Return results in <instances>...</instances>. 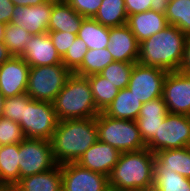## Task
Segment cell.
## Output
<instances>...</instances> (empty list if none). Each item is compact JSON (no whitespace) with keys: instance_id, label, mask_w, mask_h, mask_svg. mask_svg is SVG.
Wrapping results in <instances>:
<instances>
[{"instance_id":"obj_19","label":"cell","mask_w":190,"mask_h":191,"mask_svg":"<svg viewBox=\"0 0 190 191\" xmlns=\"http://www.w3.org/2000/svg\"><path fill=\"white\" fill-rule=\"evenodd\" d=\"M126 25L131 29L140 44L152 35L166 28L168 23L165 14L148 10L142 13L129 15Z\"/></svg>"},{"instance_id":"obj_42","label":"cell","mask_w":190,"mask_h":191,"mask_svg":"<svg viewBox=\"0 0 190 191\" xmlns=\"http://www.w3.org/2000/svg\"><path fill=\"white\" fill-rule=\"evenodd\" d=\"M47 0H11V2L15 6H21V7H26V6H36L43 4Z\"/></svg>"},{"instance_id":"obj_13","label":"cell","mask_w":190,"mask_h":191,"mask_svg":"<svg viewBox=\"0 0 190 191\" xmlns=\"http://www.w3.org/2000/svg\"><path fill=\"white\" fill-rule=\"evenodd\" d=\"M30 66L20 56H12L0 66V93L13 97L26 93Z\"/></svg>"},{"instance_id":"obj_39","label":"cell","mask_w":190,"mask_h":191,"mask_svg":"<svg viewBox=\"0 0 190 191\" xmlns=\"http://www.w3.org/2000/svg\"><path fill=\"white\" fill-rule=\"evenodd\" d=\"M14 7L11 0H0V22L4 24L11 22Z\"/></svg>"},{"instance_id":"obj_4","label":"cell","mask_w":190,"mask_h":191,"mask_svg":"<svg viewBox=\"0 0 190 191\" xmlns=\"http://www.w3.org/2000/svg\"><path fill=\"white\" fill-rule=\"evenodd\" d=\"M52 104L58 121L95 118L100 113L88 79L74 73L67 78Z\"/></svg>"},{"instance_id":"obj_37","label":"cell","mask_w":190,"mask_h":191,"mask_svg":"<svg viewBox=\"0 0 190 191\" xmlns=\"http://www.w3.org/2000/svg\"><path fill=\"white\" fill-rule=\"evenodd\" d=\"M52 39V43L57 50V53L62 58L70 46L74 43V40L77 38L76 34H72L69 32H47Z\"/></svg>"},{"instance_id":"obj_16","label":"cell","mask_w":190,"mask_h":191,"mask_svg":"<svg viewBox=\"0 0 190 191\" xmlns=\"http://www.w3.org/2000/svg\"><path fill=\"white\" fill-rule=\"evenodd\" d=\"M109 41L107 50L112 55L114 61L126 63L138 62L139 43L126 24L110 27Z\"/></svg>"},{"instance_id":"obj_10","label":"cell","mask_w":190,"mask_h":191,"mask_svg":"<svg viewBox=\"0 0 190 191\" xmlns=\"http://www.w3.org/2000/svg\"><path fill=\"white\" fill-rule=\"evenodd\" d=\"M168 71L135 63L128 84V89L143 104L162 97L163 83Z\"/></svg>"},{"instance_id":"obj_33","label":"cell","mask_w":190,"mask_h":191,"mask_svg":"<svg viewBox=\"0 0 190 191\" xmlns=\"http://www.w3.org/2000/svg\"><path fill=\"white\" fill-rule=\"evenodd\" d=\"M31 101L32 99L27 93L5 98L3 117L19 123L23 120L24 106H27Z\"/></svg>"},{"instance_id":"obj_11","label":"cell","mask_w":190,"mask_h":191,"mask_svg":"<svg viewBox=\"0 0 190 191\" xmlns=\"http://www.w3.org/2000/svg\"><path fill=\"white\" fill-rule=\"evenodd\" d=\"M162 98L169 113L190 116V75L181 71L168 72Z\"/></svg>"},{"instance_id":"obj_38","label":"cell","mask_w":190,"mask_h":191,"mask_svg":"<svg viewBox=\"0 0 190 191\" xmlns=\"http://www.w3.org/2000/svg\"><path fill=\"white\" fill-rule=\"evenodd\" d=\"M151 1L152 0H124L128 16L151 10Z\"/></svg>"},{"instance_id":"obj_15","label":"cell","mask_w":190,"mask_h":191,"mask_svg":"<svg viewBox=\"0 0 190 191\" xmlns=\"http://www.w3.org/2000/svg\"><path fill=\"white\" fill-rule=\"evenodd\" d=\"M30 66H49L62 63L48 33L33 35L19 55Z\"/></svg>"},{"instance_id":"obj_35","label":"cell","mask_w":190,"mask_h":191,"mask_svg":"<svg viewBox=\"0 0 190 191\" xmlns=\"http://www.w3.org/2000/svg\"><path fill=\"white\" fill-rule=\"evenodd\" d=\"M87 50V44L77 37L70 49L62 57V64L73 73L81 65Z\"/></svg>"},{"instance_id":"obj_40","label":"cell","mask_w":190,"mask_h":191,"mask_svg":"<svg viewBox=\"0 0 190 191\" xmlns=\"http://www.w3.org/2000/svg\"><path fill=\"white\" fill-rule=\"evenodd\" d=\"M179 71L190 75V35L187 36L185 41L183 59Z\"/></svg>"},{"instance_id":"obj_24","label":"cell","mask_w":190,"mask_h":191,"mask_svg":"<svg viewBox=\"0 0 190 191\" xmlns=\"http://www.w3.org/2000/svg\"><path fill=\"white\" fill-rule=\"evenodd\" d=\"M109 34V27L103 26L94 18H84L77 37L87 44L88 49L98 50L108 47Z\"/></svg>"},{"instance_id":"obj_44","label":"cell","mask_w":190,"mask_h":191,"mask_svg":"<svg viewBox=\"0 0 190 191\" xmlns=\"http://www.w3.org/2000/svg\"><path fill=\"white\" fill-rule=\"evenodd\" d=\"M14 188L13 185L0 183V191H12Z\"/></svg>"},{"instance_id":"obj_26","label":"cell","mask_w":190,"mask_h":191,"mask_svg":"<svg viewBox=\"0 0 190 191\" xmlns=\"http://www.w3.org/2000/svg\"><path fill=\"white\" fill-rule=\"evenodd\" d=\"M127 17L124 0H102L94 19L110 28L125 25Z\"/></svg>"},{"instance_id":"obj_25","label":"cell","mask_w":190,"mask_h":191,"mask_svg":"<svg viewBox=\"0 0 190 191\" xmlns=\"http://www.w3.org/2000/svg\"><path fill=\"white\" fill-rule=\"evenodd\" d=\"M19 144L2 145L0 150V183L15 186L20 180Z\"/></svg>"},{"instance_id":"obj_23","label":"cell","mask_w":190,"mask_h":191,"mask_svg":"<svg viewBox=\"0 0 190 191\" xmlns=\"http://www.w3.org/2000/svg\"><path fill=\"white\" fill-rule=\"evenodd\" d=\"M142 103L128 88L119 90L111 104L103 111L105 115L115 119L136 120Z\"/></svg>"},{"instance_id":"obj_21","label":"cell","mask_w":190,"mask_h":191,"mask_svg":"<svg viewBox=\"0 0 190 191\" xmlns=\"http://www.w3.org/2000/svg\"><path fill=\"white\" fill-rule=\"evenodd\" d=\"M15 188L18 191H62L61 166L21 178Z\"/></svg>"},{"instance_id":"obj_12","label":"cell","mask_w":190,"mask_h":191,"mask_svg":"<svg viewBox=\"0 0 190 191\" xmlns=\"http://www.w3.org/2000/svg\"><path fill=\"white\" fill-rule=\"evenodd\" d=\"M62 191H105L109 188L104 174L81 167L76 162L61 164Z\"/></svg>"},{"instance_id":"obj_5","label":"cell","mask_w":190,"mask_h":191,"mask_svg":"<svg viewBox=\"0 0 190 191\" xmlns=\"http://www.w3.org/2000/svg\"><path fill=\"white\" fill-rule=\"evenodd\" d=\"M98 140L120 153L139 151L147 147L134 120L115 119L100 112L96 117Z\"/></svg>"},{"instance_id":"obj_20","label":"cell","mask_w":190,"mask_h":191,"mask_svg":"<svg viewBox=\"0 0 190 191\" xmlns=\"http://www.w3.org/2000/svg\"><path fill=\"white\" fill-rule=\"evenodd\" d=\"M84 17L79 15L65 0H53L48 32L78 34Z\"/></svg>"},{"instance_id":"obj_41","label":"cell","mask_w":190,"mask_h":191,"mask_svg":"<svg viewBox=\"0 0 190 191\" xmlns=\"http://www.w3.org/2000/svg\"><path fill=\"white\" fill-rule=\"evenodd\" d=\"M169 0H152L151 10L162 14L166 13Z\"/></svg>"},{"instance_id":"obj_8","label":"cell","mask_w":190,"mask_h":191,"mask_svg":"<svg viewBox=\"0 0 190 191\" xmlns=\"http://www.w3.org/2000/svg\"><path fill=\"white\" fill-rule=\"evenodd\" d=\"M58 119L51 102L32 100L24 106L23 120L19 122L26 138L50 140Z\"/></svg>"},{"instance_id":"obj_34","label":"cell","mask_w":190,"mask_h":191,"mask_svg":"<svg viewBox=\"0 0 190 191\" xmlns=\"http://www.w3.org/2000/svg\"><path fill=\"white\" fill-rule=\"evenodd\" d=\"M25 138L18 122L4 117L0 119V143L2 145L19 144Z\"/></svg>"},{"instance_id":"obj_45","label":"cell","mask_w":190,"mask_h":191,"mask_svg":"<svg viewBox=\"0 0 190 191\" xmlns=\"http://www.w3.org/2000/svg\"><path fill=\"white\" fill-rule=\"evenodd\" d=\"M7 24L0 22V42L4 41V31Z\"/></svg>"},{"instance_id":"obj_3","label":"cell","mask_w":190,"mask_h":191,"mask_svg":"<svg viewBox=\"0 0 190 191\" xmlns=\"http://www.w3.org/2000/svg\"><path fill=\"white\" fill-rule=\"evenodd\" d=\"M186 38L176 26L168 25L139 44L138 63L168 72L179 71Z\"/></svg>"},{"instance_id":"obj_31","label":"cell","mask_w":190,"mask_h":191,"mask_svg":"<svg viewBox=\"0 0 190 191\" xmlns=\"http://www.w3.org/2000/svg\"><path fill=\"white\" fill-rule=\"evenodd\" d=\"M135 63L113 61L99 75L108 79L118 90L128 87L130 75Z\"/></svg>"},{"instance_id":"obj_22","label":"cell","mask_w":190,"mask_h":191,"mask_svg":"<svg viewBox=\"0 0 190 191\" xmlns=\"http://www.w3.org/2000/svg\"><path fill=\"white\" fill-rule=\"evenodd\" d=\"M174 171L190 179L189 147L162 150L155 153V169Z\"/></svg>"},{"instance_id":"obj_46","label":"cell","mask_w":190,"mask_h":191,"mask_svg":"<svg viewBox=\"0 0 190 191\" xmlns=\"http://www.w3.org/2000/svg\"><path fill=\"white\" fill-rule=\"evenodd\" d=\"M4 102H5V97L0 93V119L3 118Z\"/></svg>"},{"instance_id":"obj_27","label":"cell","mask_w":190,"mask_h":191,"mask_svg":"<svg viewBox=\"0 0 190 191\" xmlns=\"http://www.w3.org/2000/svg\"><path fill=\"white\" fill-rule=\"evenodd\" d=\"M113 61V57L107 48L98 50L88 49L81 65L73 73L82 77L99 74Z\"/></svg>"},{"instance_id":"obj_6","label":"cell","mask_w":190,"mask_h":191,"mask_svg":"<svg viewBox=\"0 0 190 191\" xmlns=\"http://www.w3.org/2000/svg\"><path fill=\"white\" fill-rule=\"evenodd\" d=\"M71 74L62 63L30 67L26 93L32 100L52 103Z\"/></svg>"},{"instance_id":"obj_29","label":"cell","mask_w":190,"mask_h":191,"mask_svg":"<svg viewBox=\"0 0 190 191\" xmlns=\"http://www.w3.org/2000/svg\"><path fill=\"white\" fill-rule=\"evenodd\" d=\"M168 25L190 35V0H170L165 13Z\"/></svg>"},{"instance_id":"obj_30","label":"cell","mask_w":190,"mask_h":191,"mask_svg":"<svg viewBox=\"0 0 190 191\" xmlns=\"http://www.w3.org/2000/svg\"><path fill=\"white\" fill-rule=\"evenodd\" d=\"M154 191H190V179L167 170H154Z\"/></svg>"},{"instance_id":"obj_28","label":"cell","mask_w":190,"mask_h":191,"mask_svg":"<svg viewBox=\"0 0 190 191\" xmlns=\"http://www.w3.org/2000/svg\"><path fill=\"white\" fill-rule=\"evenodd\" d=\"M86 78L90 83L95 105L100 112H103L111 104L119 90L99 74H92Z\"/></svg>"},{"instance_id":"obj_36","label":"cell","mask_w":190,"mask_h":191,"mask_svg":"<svg viewBox=\"0 0 190 191\" xmlns=\"http://www.w3.org/2000/svg\"><path fill=\"white\" fill-rule=\"evenodd\" d=\"M79 15L84 18H94L102 0H65Z\"/></svg>"},{"instance_id":"obj_18","label":"cell","mask_w":190,"mask_h":191,"mask_svg":"<svg viewBox=\"0 0 190 191\" xmlns=\"http://www.w3.org/2000/svg\"><path fill=\"white\" fill-rule=\"evenodd\" d=\"M168 113L162 97L142 104L139 116L135 121L145 144L157 134L159 126Z\"/></svg>"},{"instance_id":"obj_47","label":"cell","mask_w":190,"mask_h":191,"mask_svg":"<svg viewBox=\"0 0 190 191\" xmlns=\"http://www.w3.org/2000/svg\"><path fill=\"white\" fill-rule=\"evenodd\" d=\"M133 191H154L153 188L148 189V190H133Z\"/></svg>"},{"instance_id":"obj_2","label":"cell","mask_w":190,"mask_h":191,"mask_svg":"<svg viewBox=\"0 0 190 191\" xmlns=\"http://www.w3.org/2000/svg\"><path fill=\"white\" fill-rule=\"evenodd\" d=\"M155 154L147 147L121 153L108 176V185L116 191L148 190L153 188Z\"/></svg>"},{"instance_id":"obj_43","label":"cell","mask_w":190,"mask_h":191,"mask_svg":"<svg viewBox=\"0 0 190 191\" xmlns=\"http://www.w3.org/2000/svg\"><path fill=\"white\" fill-rule=\"evenodd\" d=\"M12 56L4 42H0V66Z\"/></svg>"},{"instance_id":"obj_17","label":"cell","mask_w":190,"mask_h":191,"mask_svg":"<svg viewBox=\"0 0 190 191\" xmlns=\"http://www.w3.org/2000/svg\"><path fill=\"white\" fill-rule=\"evenodd\" d=\"M120 154L111 145L98 140L76 163L83 168L104 174L108 177L118 162Z\"/></svg>"},{"instance_id":"obj_32","label":"cell","mask_w":190,"mask_h":191,"mask_svg":"<svg viewBox=\"0 0 190 191\" xmlns=\"http://www.w3.org/2000/svg\"><path fill=\"white\" fill-rule=\"evenodd\" d=\"M33 34L18 25L8 23L4 31V44L13 56H19L30 42Z\"/></svg>"},{"instance_id":"obj_7","label":"cell","mask_w":190,"mask_h":191,"mask_svg":"<svg viewBox=\"0 0 190 191\" xmlns=\"http://www.w3.org/2000/svg\"><path fill=\"white\" fill-rule=\"evenodd\" d=\"M146 145L154 154L162 150L189 147L190 116L168 113L157 134Z\"/></svg>"},{"instance_id":"obj_14","label":"cell","mask_w":190,"mask_h":191,"mask_svg":"<svg viewBox=\"0 0 190 191\" xmlns=\"http://www.w3.org/2000/svg\"><path fill=\"white\" fill-rule=\"evenodd\" d=\"M52 8L53 0L36 6H15L10 23L24 28L33 35L47 33Z\"/></svg>"},{"instance_id":"obj_48","label":"cell","mask_w":190,"mask_h":191,"mask_svg":"<svg viewBox=\"0 0 190 191\" xmlns=\"http://www.w3.org/2000/svg\"><path fill=\"white\" fill-rule=\"evenodd\" d=\"M105 191H116V190L109 187V188H108L107 190H105Z\"/></svg>"},{"instance_id":"obj_9","label":"cell","mask_w":190,"mask_h":191,"mask_svg":"<svg viewBox=\"0 0 190 191\" xmlns=\"http://www.w3.org/2000/svg\"><path fill=\"white\" fill-rule=\"evenodd\" d=\"M20 179L48 171L58 164L52 153L50 140L25 138L19 143Z\"/></svg>"},{"instance_id":"obj_1","label":"cell","mask_w":190,"mask_h":191,"mask_svg":"<svg viewBox=\"0 0 190 191\" xmlns=\"http://www.w3.org/2000/svg\"><path fill=\"white\" fill-rule=\"evenodd\" d=\"M98 141L96 117L58 121L50 139L52 153L58 165L77 162Z\"/></svg>"}]
</instances>
